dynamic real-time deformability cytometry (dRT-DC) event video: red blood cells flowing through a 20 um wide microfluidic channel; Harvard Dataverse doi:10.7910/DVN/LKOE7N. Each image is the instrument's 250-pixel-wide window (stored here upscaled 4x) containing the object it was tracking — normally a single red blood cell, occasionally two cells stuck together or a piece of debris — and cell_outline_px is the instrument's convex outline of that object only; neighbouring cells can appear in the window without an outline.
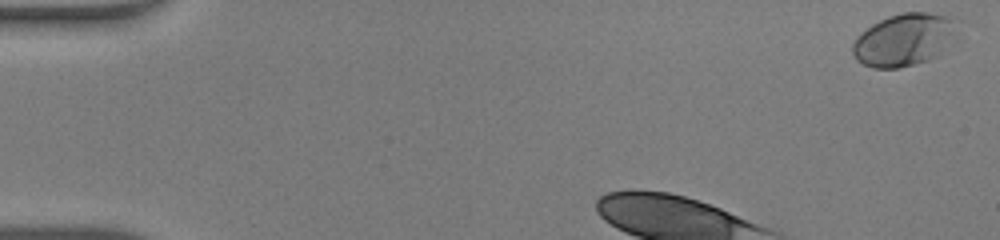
{"species": "human", "species_latin": "Homo sapiens", "temperature_condition": "warm", "stored_images_in_passage": 33, "camera_frame_rate_fps": 3000, "um_per_image_px": 0.085, "donor": {"sex": "male"}, "frame": {"image": 1, "passage_image": 1, "time_ms": 0.0, "image_size_px": [1000, 240], "cell_outline_px": [[960, 40], [940, 56], [928, 60], [900, 68], [872, 68], [856, 60], [852, 52], [852, 44], [856, 36], [860, 32], [872, 24], [888, 16], [904, 12], [928, 12], [956, 16], [960, 20]], "centroid_in_image_um": [77.02, 3.36], "position_along_channel_um": 8.0, "area_um2": 33.76}}